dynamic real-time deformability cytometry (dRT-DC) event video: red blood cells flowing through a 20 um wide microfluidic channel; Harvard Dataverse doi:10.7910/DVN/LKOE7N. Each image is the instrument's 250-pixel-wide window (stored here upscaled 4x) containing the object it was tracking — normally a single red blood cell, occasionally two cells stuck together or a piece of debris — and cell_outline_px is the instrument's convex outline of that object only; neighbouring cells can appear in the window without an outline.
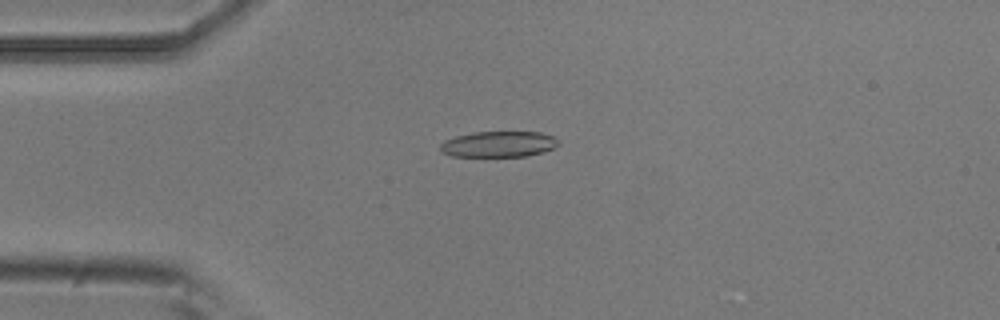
{"species": "common noctule bat (a hibernating species)", "species_latin": "Nyctalus noctula", "temperature_condition": "room temperature", "stored_images_in_passage": 4, "camera_frame_rate_fps": 3000, "um_per_image_px": 0.085, "animal": {"sex": "male", "body_mass_g": 20.5, "forearm_length_mm": 52.5}, "frame": {"image": 1, "passage_image": 4, "time_ms": 1.0, "image_size_px": [1000, 320], "cell_outline_px": [[560, 144], [544, 152], [528, 156], [452, 156], [444, 152], [440, 148], [440, 144], [444, 140], [456, 136], [472, 132], [540, 132], [552, 136], [560, 140]], "centroid_in_image_um": [42.42, 12.25], "position_along_channel_um": 42.6, "area_um2": 17.8}}